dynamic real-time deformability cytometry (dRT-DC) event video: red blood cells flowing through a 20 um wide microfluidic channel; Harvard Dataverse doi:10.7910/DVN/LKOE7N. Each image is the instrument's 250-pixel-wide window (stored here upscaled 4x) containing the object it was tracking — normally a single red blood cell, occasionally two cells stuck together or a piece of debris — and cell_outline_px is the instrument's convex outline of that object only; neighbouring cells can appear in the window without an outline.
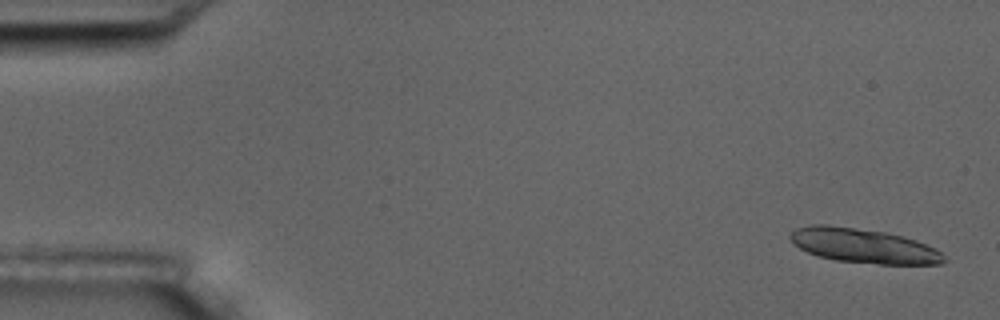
{"species": "common noctule bat (a hibernating species)", "species_latin": "Nyctalus noctula", "temperature_condition": "room temperature", "stored_images_in_passage": 5, "camera_frame_rate_fps": 3000, "um_per_image_px": 0.085, "animal": {"sex": "male", "body_mass_g": 17.5, "forearm_length_mm": 52.3}, "frame": {"image": 1, "passage_image": 1, "time_ms": 0.0, "image_size_px": [1000, 320], "cell_outline_px": [[948, 260], [944, 264], [880, 264], [836, 260], [820, 256], [808, 252], [792, 244], [788, 236], [796, 228], [812, 224], [828, 224], [884, 232], [904, 236], [916, 240], [936, 248]], "centroid_in_image_um": [73.41, 20.89], "position_along_channel_um": 11.6, "area_um2": 30.98}}